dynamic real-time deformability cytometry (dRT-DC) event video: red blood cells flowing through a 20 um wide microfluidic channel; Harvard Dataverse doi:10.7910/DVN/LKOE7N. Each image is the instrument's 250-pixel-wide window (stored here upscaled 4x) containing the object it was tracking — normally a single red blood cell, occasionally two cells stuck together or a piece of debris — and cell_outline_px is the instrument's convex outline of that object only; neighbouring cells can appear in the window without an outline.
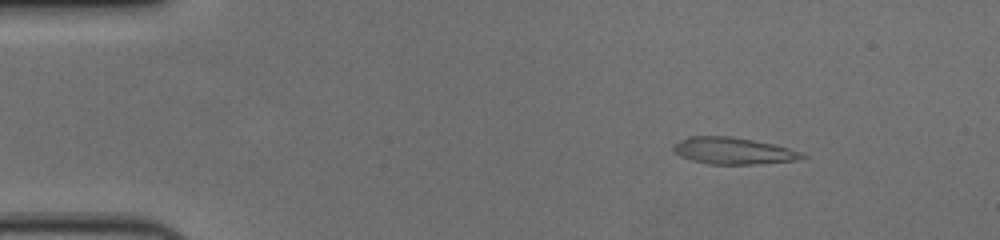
{"species": "human", "species_latin": "Homo sapiens", "temperature_condition": "cold", "stored_images_in_passage": 56, "camera_frame_rate_fps": 3000, "um_per_image_px": 0.085, "donor": {"sex": "female"}, "frame": {"image": 1, "passage_image": 8, "time_ms": 2.333, "image_size_px": [1000, 240], "cell_outline_px": [[808, 156], [796, 160], [752, 164], [708, 164], [692, 160], [680, 156], [672, 148], [672, 144], [688, 136], [728, 136], [752, 140], [772, 144], [804, 152]], "centroid_in_image_um": [62.3, 12.82], "position_along_channel_um": 22.7, "area_um2": 19.94}}
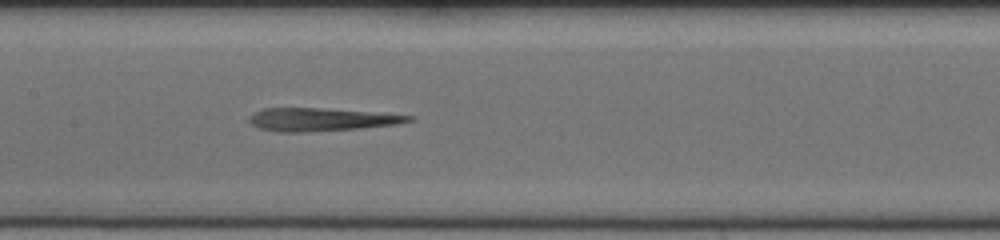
{"frame": {"image": 2, "passage_image": 28, "time_ms": 9.0, "image_size_px": [1000, 240], "cell_outline_px": [[416, 120], [396, 124], [360, 128], [304, 132], [280, 132], [260, 128], [252, 124], [248, 120], [248, 116], [264, 108], [320, 108], [368, 112], [412, 116]], "centroid_in_image_um": [27.26, 10.16], "position_along_channel_um": 180.1, "area_um2": 21.04}}
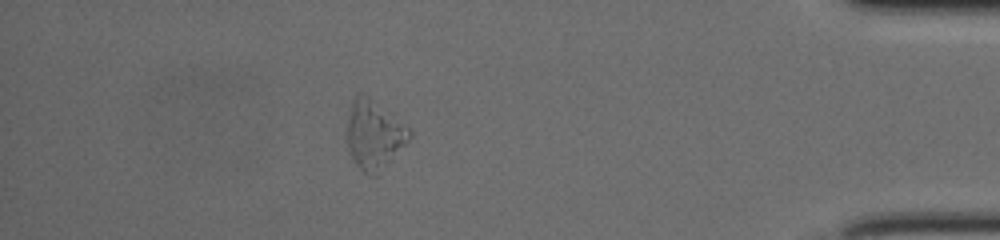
{"frame": {"image": 3, "passage_image": 50, "time_ms": 16.333, "image_size_px": [1000, 240], "cell_outline_px": [[412, 136], [376, 176], [368, 176], [356, 164], [348, 148], [344, 136], [348, 112], [352, 96], [356, 92], [364, 92], [404, 124], [412, 132]], "centroid_in_image_um": [31.72, 11.4], "position_along_channel_um": 403.5, "area_um2": 25.37}}